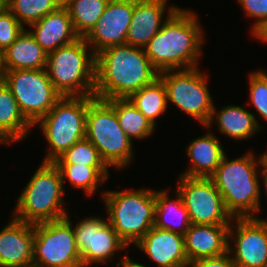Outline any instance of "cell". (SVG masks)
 <instances>
[{"label":"cell","mask_w":267,"mask_h":267,"mask_svg":"<svg viewBox=\"0 0 267 267\" xmlns=\"http://www.w3.org/2000/svg\"><path fill=\"white\" fill-rule=\"evenodd\" d=\"M158 77L144 48L111 46L96 55L94 97L126 99Z\"/></svg>","instance_id":"6da1fadb"},{"label":"cell","mask_w":267,"mask_h":267,"mask_svg":"<svg viewBox=\"0 0 267 267\" xmlns=\"http://www.w3.org/2000/svg\"><path fill=\"white\" fill-rule=\"evenodd\" d=\"M200 24L195 12L179 7L166 19L144 48L159 73L198 67L205 35Z\"/></svg>","instance_id":"7a4b0ae2"},{"label":"cell","mask_w":267,"mask_h":267,"mask_svg":"<svg viewBox=\"0 0 267 267\" xmlns=\"http://www.w3.org/2000/svg\"><path fill=\"white\" fill-rule=\"evenodd\" d=\"M226 155L210 178L232 218H256L261 211L260 159L251 151L232 160Z\"/></svg>","instance_id":"3957f363"},{"label":"cell","mask_w":267,"mask_h":267,"mask_svg":"<svg viewBox=\"0 0 267 267\" xmlns=\"http://www.w3.org/2000/svg\"><path fill=\"white\" fill-rule=\"evenodd\" d=\"M64 194L59 168L54 162L42 161L18 197L13 216L31 224L65 218Z\"/></svg>","instance_id":"277c9868"},{"label":"cell","mask_w":267,"mask_h":267,"mask_svg":"<svg viewBox=\"0 0 267 267\" xmlns=\"http://www.w3.org/2000/svg\"><path fill=\"white\" fill-rule=\"evenodd\" d=\"M90 49L80 37L48 53L45 69L62 97L94 96L96 55Z\"/></svg>","instance_id":"5b68a950"},{"label":"cell","mask_w":267,"mask_h":267,"mask_svg":"<svg viewBox=\"0 0 267 267\" xmlns=\"http://www.w3.org/2000/svg\"><path fill=\"white\" fill-rule=\"evenodd\" d=\"M107 221L127 246L136 244L155 222L156 190L104 191Z\"/></svg>","instance_id":"8992f818"},{"label":"cell","mask_w":267,"mask_h":267,"mask_svg":"<svg viewBox=\"0 0 267 267\" xmlns=\"http://www.w3.org/2000/svg\"><path fill=\"white\" fill-rule=\"evenodd\" d=\"M85 138L97 148L108 167L120 170L134 159L133 141L120 127L115 109L106 100L88 96Z\"/></svg>","instance_id":"52a82bcc"},{"label":"cell","mask_w":267,"mask_h":267,"mask_svg":"<svg viewBox=\"0 0 267 267\" xmlns=\"http://www.w3.org/2000/svg\"><path fill=\"white\" fill-rule=\"evenodd\" d=\"M88 96L61 97L35 125L48 142L43 162H54L76 142L85 138Z\"/></svg>","instance_id":"ba28073f"},{"label":"cell","mask_w":267,"mask_h":267,"mask_svg":"<svg viewBox=\"0 0 267 267\" xmlns=\"http://www.w3.org/2000/svg\"><path fill=\"white\" fill-rule=\"evenodd\" d=\"M200 68L167 70L159 73L166 91L167 103H173L182 112L206 127L213 110V99L207 83V76Z\"/></svg>","instance_id":"9c48e42d"},{"label":"cell","mask_w":267,"mask_h":267,"mask_svg":"<svg viewBox=\"0 0 267 267\" xmlns=\"http://www.w3.org/2000/svg\"><path fill=\"white\" fill-rule=\"evenodd\" d=\"M3 76L22 114L33 126L62 97L55 90L45 68L4 70Z\"/></svg>","instance_id":"30bf717a"},{"label":"cell","mask_w":267,"mask_h":267,"mask_svg":"<svg viewBox=\"0 0 267 267\" xmlns=\"http://www.w3.org/2000/svg\"><path fill=\"white\" fill-rule=\"evenodd\" d=\"M72 225L68 215L34 224L33 267H69L81 263Z\"/></svg>","instance_id":"8fae6325"},{"label":"cell","mask_w":267,"mask_h":267,"mask_svg":"<svg viewBox=\"0 0 267 267\" xmlns=\"http://www.w3.org/2000/svg\"><path fill=\"white\" fill-rule=\"evenodd\" d=\"M192 224L230 225L232 216L211 178L180 175L176 187Z\"/></svg>","instance_id":"7c38bea8"},{"label":"cell","mask_w":267,"mask_h":267,"mask_svg":"<svg viewBox=\"0 0 267 267\" xmlns=\"http://www.w3.org/2000/svg\"><path fill=\"white\" fill-rule=\"evenodd\" d=\"M228 253L235 267H267V223L259 217L233 218L228 232Z\"/></svg>","instance_id":"4fadbf2b"},{"label":"cell","mask_w":267,"mask_h":267,"mask_svg":"<svg viewBox=\"0 0 267 267\" xmlns=\"http://www.w3.org/2000/svg\"><path fill=\"white\" fill-rule=\"evenodd\" d=\"M73 231L81 262L86 266L112 261L117 250L128 248L107 219L102 217H87L76 223Z\"/></svg>","instance_id":"5bb4252c"},{"label":"cell","mask_w":267,"mask_h":267,"mask_svg":"<svg viewBox=\"0 0 267 267\" xmlns=\"http://www.w3.org/2000/svg\"><path fill=\"white\" fill-rule=\"evenodd\" d=\"M134 11V0H109L103 14L84 37L95 55L102 50L126 44V36Z\"/></svg>","instance_id":"9a60e30c"},{"label":"cell","mask_w":267,"mask_h":267,"mask_svg":"<svg viewBox=\"0 0 267 267\" xmlns=\"http://www.w3.org/2000/svg\"><path fill=\"white\" fill-rule=\"evenodd\" d=\"M167 1L134 0V11L126 36V44L140 48L147 46L166 19L178 8L175 5L168 6ZM166 10L168 13L164 19Z\"/></svg>","instance_id":"2e32d148"},{"label":"cell","mask_w":267,"mask_h":267,"mask_svg":"<svg viewBox=\"0 0 267 267\" xmlns=\"http://www.w3.org/2000/svg\"><path fill=\"white\" fill-rule=\"evenodd\" d=\"M159 267H189L184 235L153 226L136 244Z\"/></svg>","instance_id":"e0dca14e"},{"label":"cell","mask_w":267,"mask_h":267,"mask_svg":"<svg viewBox=\"0 0 267 267\" xmlns=\"http://www.w3.org/2000/svg\"><path fill=\"white\" fill-rule=\"evenodd\" d=\"M12 218L0 231V267H33L34 224Z\"/></svg>","instance_id":"ac0fdd59"},{"label":"cell","mask_w":267,"mask_h":267,"mask_svg":"<svg viewBox=\"0 0 267 267\" xmlns=\"http://www.w3.org/2000/svg\"><path fill=\"white\" fill-rule=\"evenodd\" d=\"M28 30L46 53L80 38L63 4L38 22L31 24Z\"/></svg>","instance_id":"d6986e66"},{"label":"cell","mask_w":267,"mask_h":267,"mask_svg":"<svg viewBox=\"0 0 267 267\" xmlns=\"http://www.w3.org/2000/svg\"><path fill=\"white\" fill-rule=\"evenodd\" d=\"M229 227L230 225L191 224L184 234L185 251L189 263L228 252Z\"/></svg>","instance_id":"ffe728a7"},{"label":"cell","mask_w":267,"mask_h":267,"mask_svg":"<svg viewBox=\"0 0 267 267\" xmlns=\"http://www.w3.org/2000/svg\"><path fill=\"white\" fill-rule=\"evenodd\" d=\"M186 154L191 159V166L180 175L210 178L226 153L221 141L213 133L208 132L193 139L186 148Z\"/></svg>","instance_id":"44dd1931"},{"label":"cell","mask_w":267,"mask_h":267,"mask_svg":"<svg viewBox=\"0 0 267 267\" xmlns=\"http://www.w3.org/2000/svg\"><path fill=\"white\" fill-rule=\"evenodd\" d=\"M257 116L244 107L237 105H229L222 107L219 111L213 106L211 117L206 128H211L213 121L219 127V132L234 141L247 140L255 136L257 131L261 130V124L257 121Z\"/></svg>","instance_id":"7402d4cb"},{"label":"cell","mask_w":267,"mask_h":267,"mask_svg":"<svg viewBox=\"0 0 267 267\" xmlns=\"http://www.w3.org/2000/svg\"><path fill=\"white\" fill-rule=\"evenodd\" d=\"M33 125L22 114L3 74L0 75V144L25 140Z\"/></svg>","instance_id":"603a6c76"},{"label":"cell","mask_w":267,"mask_h":267,"mask_svg":"<svg viewBox=\"0 0 267 267\" xmlns=\"http://www.w3.org/2000/svg\"><path fill=\"white\" fill-rule=\"evenodd\" d=\"M48 53L24 29L17 39L3 51L4 70H36L46 68Z\"/></svg>","instance_id":"cb8c5ba5"},{"label":"cell","mask_w":267,"mask_h":267,"mask_svg":"<svg viewBox=\"0 0 267 267\" xmlns=\"http://www.w3.org/2000/svg\"><path fill=\"white\" fill-rule=\"evenodd\" d=\"M163 190L156 191L154 226L184 235L192 223L182 197L176 190V198L170 200L167 189Z\"/></svg>","instance_id":"d4e9b609"},{"label":"cell","mask_w":267,"mask_h":267,"mask_svg":"<svg viewBox=\"0 0 267 267\" xmlns=\"http://www.w3.org/2000/svg\"><path fill=\"white\" fill-rule=\"evenodd\" d=\"M107 102L115 109L118 123L127 137L145 139L155 132V126L128 99H110Z\"/></svg>","instance_id":"484cf974"},{"label":"cell","mask_w":267,"mask_h":267,"mask_svg":"<svg viewBox=\"0 0 267 267\" xmlns=\"http://www.w3.org/2000/svg\"><path fill=\"white\" fill-rule=\"evenodd\" d=\"M128 99L155 127L156 119L168 108L167 91L160 77L133 93Z\"/></svg>","instance_id":"4316f807"},{"label":"cell","mask_w":267,"mask_h":267,"mask_svg":"<svg viewBox=\"0 0 267 267\" xmlns=\"http://www.w3.org/2000/svg\"><path fill=\"white\" fill-rule=\"evenodd\" d=\"M61 173L63 185L70 182L73 188L82 189L86 196L96 193L99 185L109 177V167H92L77 164H55ZM68 179V180H66Z\"/></svg>","instance_id":"83f0119b"},{"label":"cell","mask_w":267,"mask_h":267,"mask_svg":"<svg viewBox=\"0 0 267 267\" xmlns=\"http://www.w3.org/2000/svg\"><path fill=\"white\" fill-rule=\"evenodd\" d=\"M109 0H63L79 37H85L103 14Z\"/></svg>","instance_id":"f1b7e54d"},{"label":"cell","mask_w":267,"mask_h":267,"mask_svg":"<svg viewBox=\"0 0 267 267\" xmlns=\"http://www.w3.org/2000/svg\"><path fill=\"white\" fill-rule=\"evenodd\" d=\"M62 4L63 0H9L7 9L23 26H30Z\"/></svg>","instance_id":"f546056e"},{"label":"cell","mask_w":267,"mask_h":267,"mask_svg":"<svg viewBox=\"0 0 267 267\" xmlns=\"http://www.w3.org/2000/svg\"><path fill=\"white\" fill-rule=\"evenodd\" d=\"M54 164H77L92 167H108L97 148L86 138L76 142L58 157Z\"/></svg>","instance_id":"4dcf8cb0"},{"label":"cell","mask_w":267,"mask_h":267,"mask_svg":"<svg viewBox=\"0 0 267 267\" xmlns=\"http://www.w3.org/2000/svg\"><path fill=\"white\" fill-rule=\"evenodd\" d=\"M248 79L250 103L267 122V73L259 68L252 71Z\"/></svg>","instance_id":"1f68e13d"},{"label":"cell","mask_w":267,"mask_h":267,"mask_svg":"<svg viewBox=\"0 0 267 267\" xmlns=\"http://www.w3.org/2000/svg\"><path fill=\"white\" fill-rule=\"evenodd\" d=\"M26 27L8 10L0 14V50H6Z\"/></svg>","instance_id":"d6a6232c"},{"label":"cell","mask_w":267,"mask_h":267,"mask_svg":"<svg viewBox=\"0 0 267 267\" xmlns=\"http://www.w3.org/2000/svg\"><path fill=\"white\" fill-rule=\"evenodd\" d=\"M241 8L249 18H254L251 34L254 35L267 23V0H238Z\"/></svg>","instance_id":"836d02e7"},{"label":"cell","mask_w":267,"mask_h":267,"mask_svg":"<svg viewBox=\"0 0 267 267\" xmlns=\"http://www.w3.org/2000/svg\"><path fill=\"white\" fill-rule=\"evenodd\" d=\"M189 267H235L228 252L215 256L194 260Z\"/></svg>","instance_id":"e575fe53"},{"label":"cell","mask_w":267,"mask_h":267,"mask_svg":"<svg viewBox=\"0 0 267 267\" xmlns=\"http://www.w3.org/2000/svg\"><path fill=\"white\" fill-rule=\"evenodd\" d=\"M120 260H121L120 263L119 262L116 263L117 267H120V265L122 267H147L143 264L132 261L129 258V256H124V258H121Z\"/></svg>","instance_id":"d590c367"},{"label":"cell","mask_w":267,"mask_h":267,"mask_svg":"<svg viewBox=\"0 0 267 267\" xmlns=\"http://www.w3.org/2000/svg\"><path fill=\"white\" fill-rule=\"evenodd\" d=\"M260 159L261 178H267V150L262 153V156H258Z\"/></svg>","instance_id":"8d00e7d4"},{"label":"cell","mask_w":267,"mask_h":267,"mask_svg":"<svg viewBox=\"0 0 267 267\" xmlns=\"http://www.w3.org/2000/svg\"><path fill=\"white\" fill-rule=\"evenodd\" d=\"M253 36L255 39L257 38L260 41L267 43V23L263 25Z\"/></svg>","instance_id":"74e56055"},{"label":"cell","mask_w":267,"mask_h":267,"mask_svg":"<svg viewBox=\"0 0 267 267\" xmlns=\"http://www.w3.org/2000/svg\"><path fill=\"white\" fill-rule=\"evenodd\" d=\"M7 9V1L6 0H0V14Z\"/></svg>","instance_id":"f35d334b"},{"label":"cell","mask_w":267,"mask_h":267,"mask_svg":"<svg viewBox=\"0 0 267 267\" xmlns=\"http://www.w3.org/2000/svg\"><path fill=\"white\" fill-rule=\"evenodd\" d=\"M4 72V66H3V52L0 50V75Z\"/></svg>","instance_id":"ab89813d"},{"label":"cell","mask_w":267,"mask_h":267,"mask_svg":"<svg viewBox=\"0 0 267 267\" xmlns=\"http://www.w3.org/2000/svg\"><path fill=\"white\" fill-rule=\"evenodd\" d=\"M262 182H263V186H264L263 188H265V189H264V191H265V195H266V197H267V178H263V179H262ZM261 221L267 223V220H266V219H263V220H261Z\"/></svg>","instance_id":"60d3db41"},{"label":"cell","mask_w":267,"mask_h":267,"mask_svg":"<svg viewBox=\"0 0 267 267\" xmlns=\"http://www.w3.org/2000/svg\"><path fill=\"white\" fill-rule=\"evenodd\" d=\"M69 267H88V266H86L85 264H83V263L81 262V263H77V264L72 265V266H69Z\"/></svg>","instance_id":"b9f144b4"}]
</instances>
